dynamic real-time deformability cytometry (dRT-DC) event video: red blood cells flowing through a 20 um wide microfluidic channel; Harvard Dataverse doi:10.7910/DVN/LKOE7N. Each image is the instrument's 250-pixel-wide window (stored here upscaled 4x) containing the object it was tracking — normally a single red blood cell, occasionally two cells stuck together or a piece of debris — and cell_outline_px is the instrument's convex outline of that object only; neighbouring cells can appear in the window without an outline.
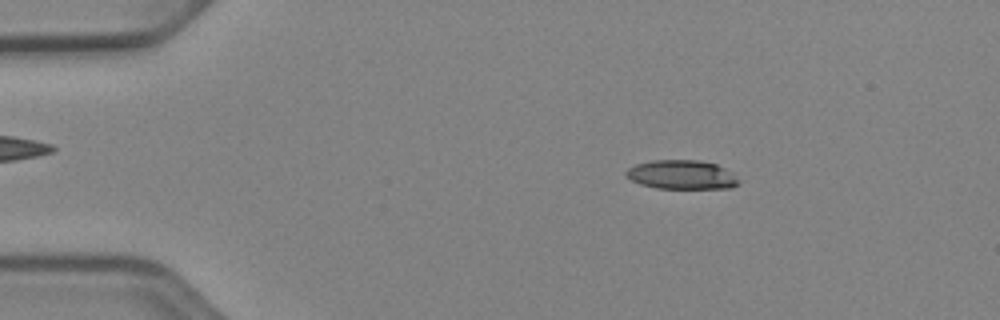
{"species": "Egyptian fruit bat (a non-hibernating species)", "species_latin": "Rousettus aegyptiacus", "temperature_condition": "cold", "stored_images_in_passage": 52, "camera_frame_rate_fps": 3000, "um_per_image_px": 0.085, "animal": {"sex": "female"}, "frame": {"image": 1, "passage_image": 9, "time_ms": 2.667, "image_size_px": [1000, 320], "cell_outline_px": [[740, 184], [732, 188], [656, 188], [640, 184], [632, 180], [624, 172], [628, 168], [636, 164], [652, 160], [700, 160], [716, 164], [724, 168], [740, 180]], "centroid_in_image_um": [57.95, 14.85], "position_along_channel_um": 27.0, "area_um2": 19.02}}
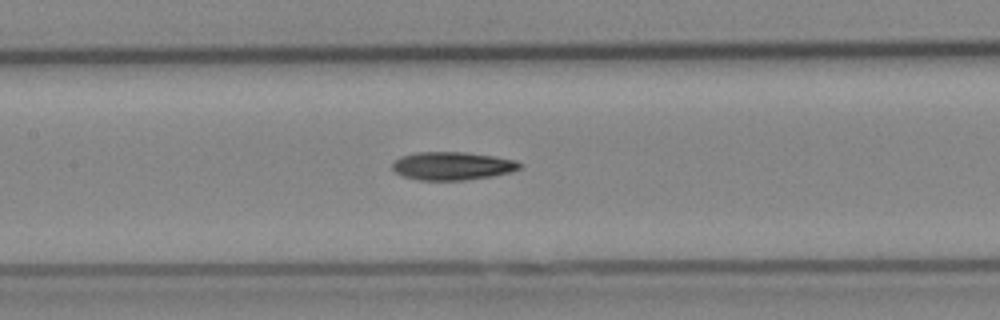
{"frame": {"image": 2, "passage_image": 25, "time_ms": 8.0, "image_size_px": [1000, 320], "cell_outline_px": [[520, 168], [512, 172], [492, 176], [468, 180], [420, 180], [404, 176], [396, 172], [392, 168], [392, 164], [400, 156], [416, 152], [464, 152], [492, 156], [516, 160], [520, 164]], "centroid_in_image_um": [38.44, 14.1], "position_along_channel_um": 169.0, "area_um2": 20.81}}
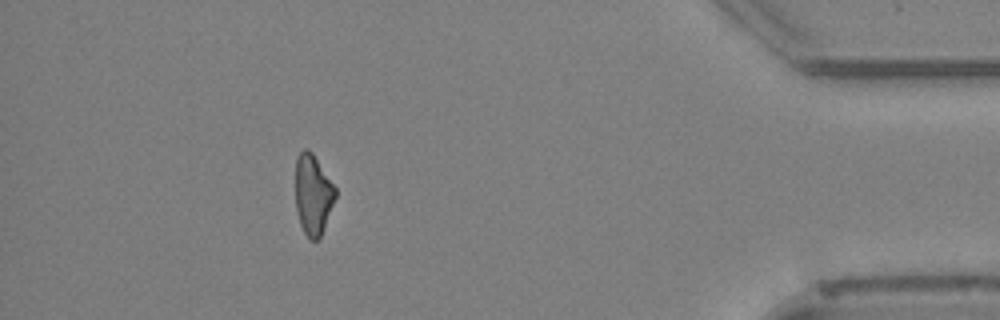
{"frame": {"image": 3, "passage_image": 47, "time_ms": 15.333, "image_size_px": [1000, 320], "cell_outline_px": [[336, 196], [324, 228], [320, 236], [316, 240], [312, 240], [304, 232], [300, 224], [296, 208], [296, 156], [304, 148], [308, 148], [312, 152], [336, 188]], "centroid_in_image_um": [26.6, 16.51], "position_along_channel_um": 408.6, "area_um2": 18.5}, "authors_computed_cell_mechanics": {"area_um2": 19.7676, "velocity_mm_per_s": 3.9498, "shape_relaxation_time_tau1_ms": 6.1163, "shape_relaxation_time_tau2_ms": 7.4431, "deformation_change_tau1": 0.1541, "deformation_change_tau2": 0.1871}}